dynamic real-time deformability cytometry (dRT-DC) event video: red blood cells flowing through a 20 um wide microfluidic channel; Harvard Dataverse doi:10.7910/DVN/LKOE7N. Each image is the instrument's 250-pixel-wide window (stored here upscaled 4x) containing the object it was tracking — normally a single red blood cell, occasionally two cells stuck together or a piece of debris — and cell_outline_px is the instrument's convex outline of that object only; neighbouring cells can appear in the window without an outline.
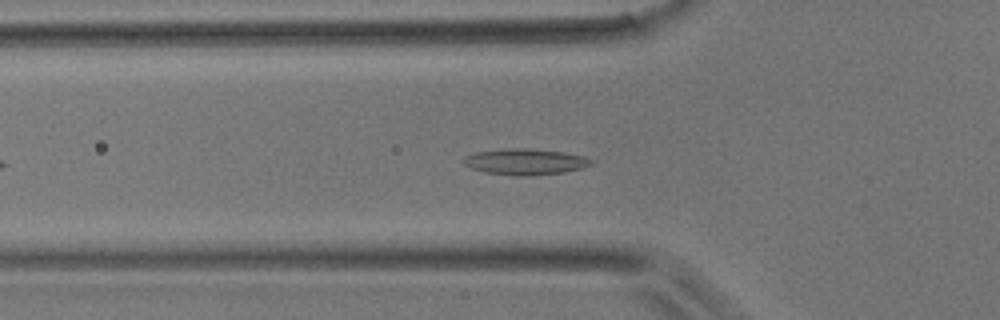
{"species": "common noctule bat (a hibernating species)", "species_latin": "Nyctalus noctula", "temperature_condition": "room temperature", "stored_images_in_passage": 33, "camera_frame_rate_fps": 3000, "um_per_image_px": 0.085, "animal": {"sex": "male", "body_mass_g": 17.9}, "frame": {"image": 1, "passage_image": 9, "time_ms": 2.667, "image_size_px": [1000, 320], "cell_outline_px": [[592, 164], [580, 168], [564, 172], [524, 176], [512, 176], [484, 172], [472, 168], [464, 164], [460, 160], [464, 156], [476, 152], [512, 148], [528, 148], [564, 152], [584, 156], [592, 160]], "centroid_in_image_um": [44.6, 13.75], "position_along_channel_um": 81.2, "area_um2": 19.36}}
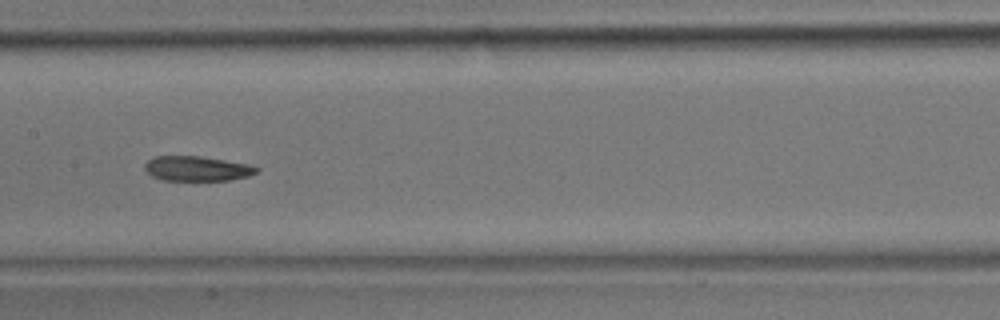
{"frame": {"image": 2, "passage_image": 17, "time_ms": 5.333, "image_size_px": [1000, 320], "cell_outline_px": [[260, 168], [256, 172], [248, 176], [228, 180], [164, 180], [152, 176], [144, 168], [144, 164], [152, 156], [200, 156], [248, 164]], "centroid_in_image_um": [16.71, 14.32], "position_along_channel_um": 190.7, "area_um2": 16.07}}
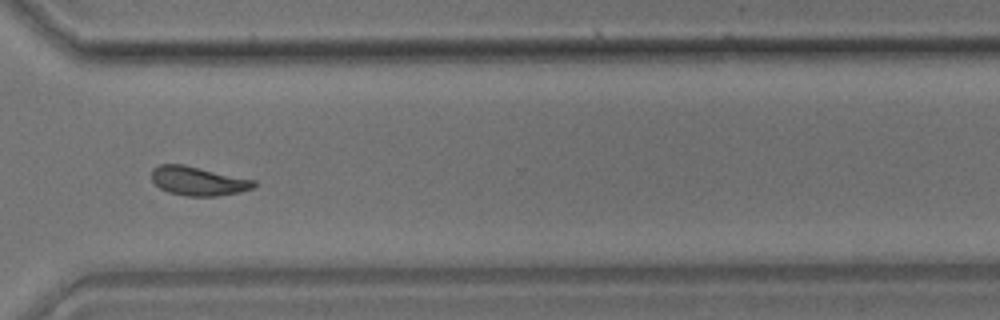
{"frame": {"image": 3, "passage_image": 29, "time_ms": 9.333, "image_size_px": [1000, 320], "cell_outline_px": [[256, 188], [240, 192], [220, 196], [188, 196], [168, 192], [160, 188], [152, 180], [152, 168], [160, 164], [184, 164], [256, 180]], "centroid_in_image_um": [16.88, 15.38], "position_along_channel_um": 353.7, "area_um2": 17.46}}